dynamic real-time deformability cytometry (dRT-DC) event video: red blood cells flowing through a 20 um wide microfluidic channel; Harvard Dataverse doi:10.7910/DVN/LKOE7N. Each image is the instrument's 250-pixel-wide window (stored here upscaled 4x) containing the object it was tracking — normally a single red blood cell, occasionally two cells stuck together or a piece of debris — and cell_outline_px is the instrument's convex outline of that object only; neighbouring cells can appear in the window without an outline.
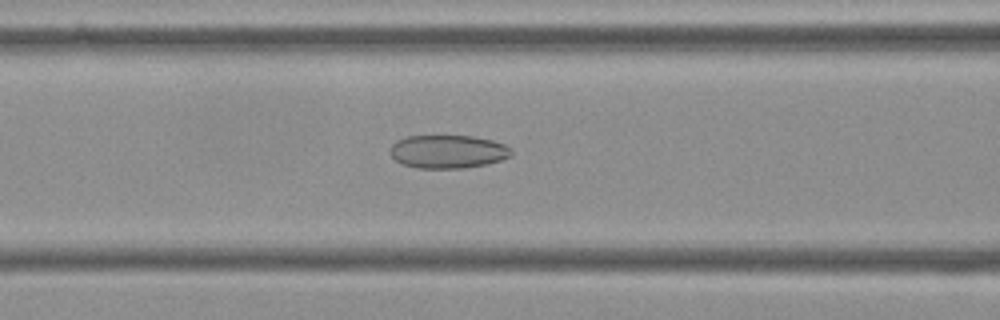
{"species": "Egyptian fruit bat (a non-hibernating species)", "species_latin": "Rousettus aegyptiacus", "temperature_condition": "cold", "stored_images_in_passage": 53, "camera_frame_rate_fps": 3000, "um_per_image_px": 0.085, "frame": {"image": 1, "passage_image": 20, "time_ms": 6.333, "image_size_px": [1000, 320], "cell_outline_px": [[512, 156], [500, 160], [484, 164], [464, 168], [416, 168], [404, 164], [396, 160], [388, 152], [392, 144], [396, 140], [408, 136], [472, 136], [492, 140], [504, 144], [512, 148]], "centroid_in_image_um": [38.07, 12.88], "position_along_channel_um": 128.5, "area_um2": 23.52}}
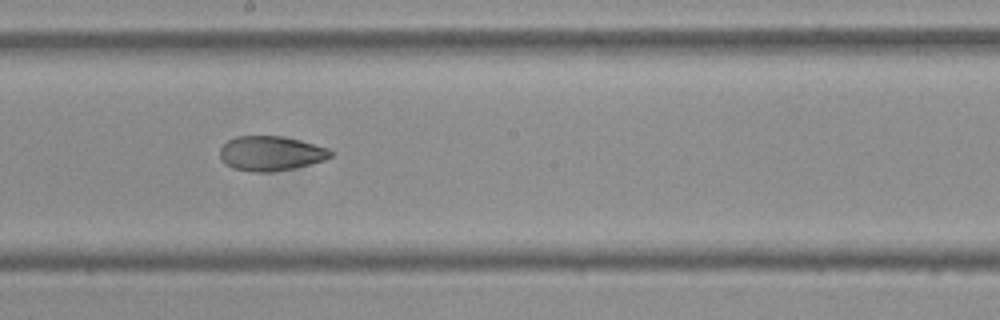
{"frame": {"image": 2, "passage_image": 28, "time_ms": 9.0, "image_size_px": [1000, 320], "cell_outline_px": [[332, 156], [324, 160], [292, 168], [272, 172], [252, 172], [232, 168], [224, 164], [220, 156], [220, 148], [228, 140], [236, 136], [280, 136], [300, 140], [328, 148], [332, 152]], "centroid_in_image_um": [22.98, 13.04], "position_along_channel_um": 225.2, "area_um2": 22.31}}
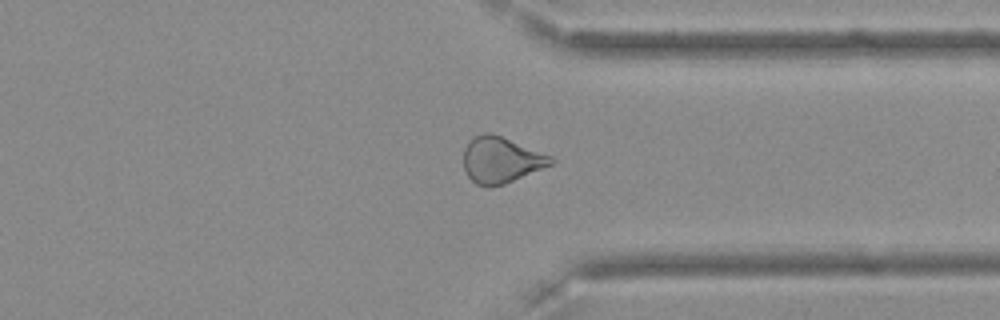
{"frame": {"image": 3, "passage_image": 40, "time_ms": 13.0, "image_size_px": [1000, 320], "cell_outline_px": [[556, 160], [552, 164], [504, 184], [488, 188], [476, 184], [468, 176], [464, 168], [464, 148], [476, 136], [484, 132], [492, 132], [552, 156]], "centroid_in_image_um": [42.58, 13.6], "position_along_channel_um": 368.8, "area_um2": 23.35}, "authors_computed_cell_mechanics": {"area_um2": 24.276, "velocity_mm_per_s": 3.6177, "shape_relaxation_time_tau1_ms": null, "shape_relaxation_time_tau2_ms": 2.6275, "deformation_change_tau1": null, "deformation_change_tau2": 0.0881}}